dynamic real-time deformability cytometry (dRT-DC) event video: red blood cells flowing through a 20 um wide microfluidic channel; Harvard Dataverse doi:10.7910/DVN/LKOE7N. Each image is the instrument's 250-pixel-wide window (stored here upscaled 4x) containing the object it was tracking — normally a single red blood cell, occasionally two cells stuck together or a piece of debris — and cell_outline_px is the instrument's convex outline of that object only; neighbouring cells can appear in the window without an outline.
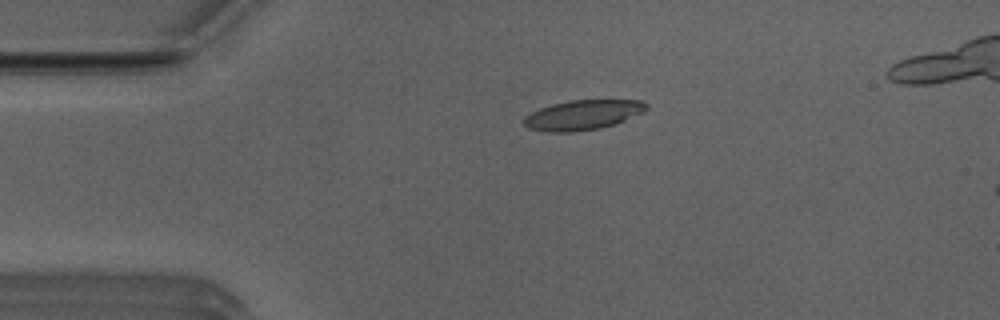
{"species": "Egyptian fruit bat (a non-hibernating species)", "species_latin": "Rousettus aegyptiacus", "temperature_condition": "room temperature", "stored_images_in_passage": 40, "camera_frame_rate_fps": 3000, "um_per_image_px": 0.085, "animal": {"sex": "male"}, "frame": {"image": 1, "passage_image": 1, "time_ms": 0.0, "image_size_px": [1000, 320], "cell_outline_px": [[648, 108], [644, 112], [616, 124], [600, 128], [572, 132], [548, 132], [528, 128], [524, 124], [524, 116], [540, 108], [552, 104], [568, 100], [640, 100], [648, 104]], "centroid_in_image_um": [49.56, 9.77], "position_along_channel_um": 35.4, "area_um2": 21.39}}
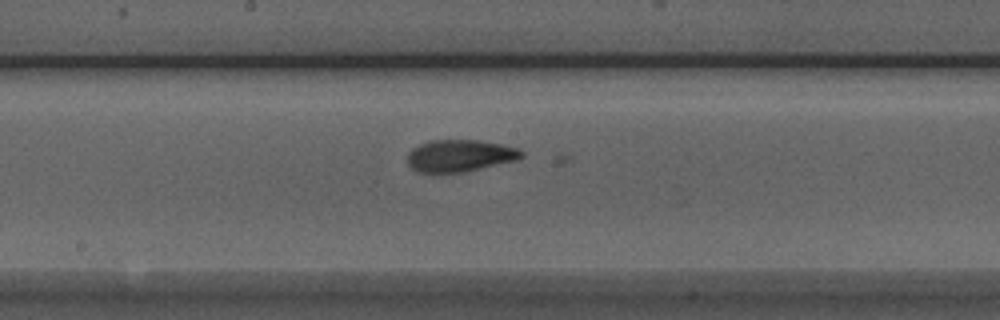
{"frame": {"image": 2, "passage_image": 17, "time_ms": 5.333, "image_size_px": [1000, 320], "cell_outline_px": [[524, 156], [516, 160], [460, 172], [420, 172], [412, 168], [408, 164], [408, 152], [412, 148], [428, 140], [480, 140], [520, 148], [524, 152]], "centroid_in_image_um": [39.09, 13.21], "position_along_channel_um": 209.1, "area_um2": 21.1}}
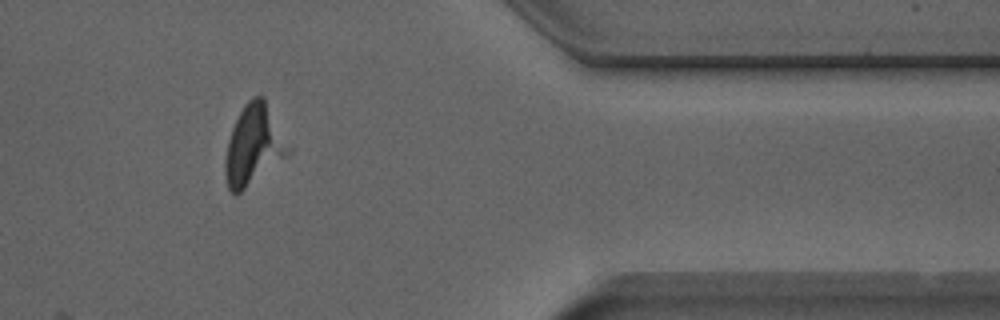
{"frame": {"image": 3, "passage_image": 33, "time_ms": 10.667, "image_size_px": [1000, 320], "cell_outline_px": [[292, 148], [284, 156], [236, 196], [228, 188], [224, 172], [224, 160], [228, 140], [232, 128], [244, 104], [252, 96], [264, 96]], "centroid_in_image_um": [21.54, 12.3], "position_along_channel_um": 389.9, "area_um2": 29.07}}